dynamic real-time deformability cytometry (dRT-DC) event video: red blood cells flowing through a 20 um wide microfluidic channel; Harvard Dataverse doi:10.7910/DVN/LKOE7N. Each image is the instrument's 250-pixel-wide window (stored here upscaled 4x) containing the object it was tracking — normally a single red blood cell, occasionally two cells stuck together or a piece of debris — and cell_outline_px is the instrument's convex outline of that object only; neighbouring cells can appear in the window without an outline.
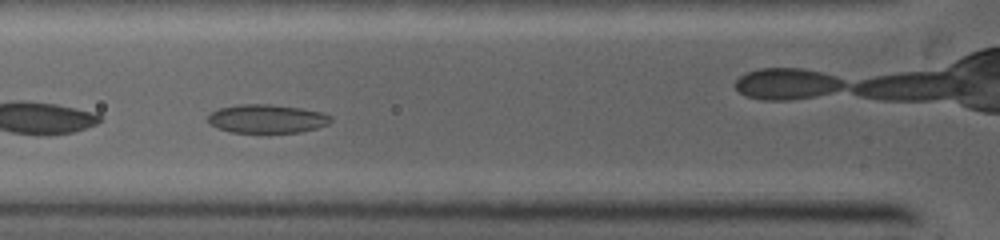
{"species": "common noctule bat (a hibernating species)", "species_latin": "Nyctalus noctula", "temperature_condition": "warm", "stored_images_in_passage": 17, "camera_frame_rate_fps": 5000, "um_per_image_px": 0.085, "animal": {"sex": "female", "body_mass_g": 19.0, "forearm_length_mm": 53.3}, "frame": {"image": 1, "passage_image": 10, "time_ms": 1.4, "image_size_px": [1000, 240], "cell_outline_px": [[332, 120], [328, 124], [316, 128], [300, 132], [232, 132], [216, 128], [208, 124], [208, 116], [212, 112], [220, 108], [240, 104], [268, 104], [300, 108], [324, 112], [332, 116]], "centroid_in_image_um": [22.69, 10.09], "position_along_channel_um": 103.1, "area_um2": 20.46}}